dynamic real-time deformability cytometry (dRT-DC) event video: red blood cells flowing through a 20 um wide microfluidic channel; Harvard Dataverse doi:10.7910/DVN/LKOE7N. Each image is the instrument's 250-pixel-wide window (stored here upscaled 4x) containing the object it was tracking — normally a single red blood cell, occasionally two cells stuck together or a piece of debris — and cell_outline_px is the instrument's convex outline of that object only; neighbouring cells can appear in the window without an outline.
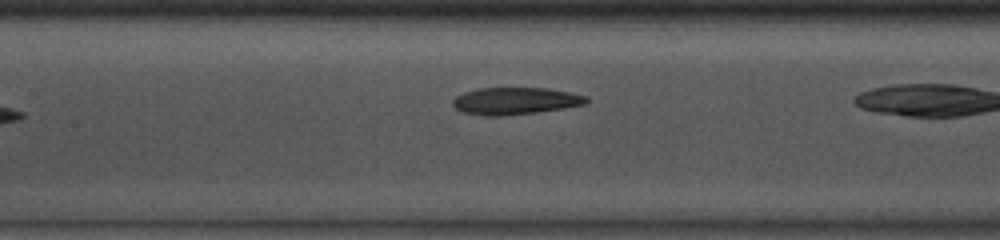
{"species": "common noctule bat (a hibernating species)", "species_latin": "Nyctalus noctula", "temperature_condition": "room temperature", "stored_images_in_passage": 24, "camera_frame_rate_fps": 3000, "um_per_image_px": 0.085, "animal": {"sex": "male", "body_mass_g": 13.0, "forearm_length_mm": 53.1}, "frame": {"image": 1, "passage_image": 8, "time_ms": 2.333, "image_size_px": [1000, 240], "cell_outline_px": [[592, 100], [588, 104], [564, 108], [536, 112], [504, 116], [484, 116], [460, 112], [452, 104], [452, 100], [456, 96], [464, 92], [480, 88], [548, 88], [588, 96]], "centroid_in_image_um": [43.82, 8.59], "position_along_channel_um": 163.6, "area_um2": 21.39}}